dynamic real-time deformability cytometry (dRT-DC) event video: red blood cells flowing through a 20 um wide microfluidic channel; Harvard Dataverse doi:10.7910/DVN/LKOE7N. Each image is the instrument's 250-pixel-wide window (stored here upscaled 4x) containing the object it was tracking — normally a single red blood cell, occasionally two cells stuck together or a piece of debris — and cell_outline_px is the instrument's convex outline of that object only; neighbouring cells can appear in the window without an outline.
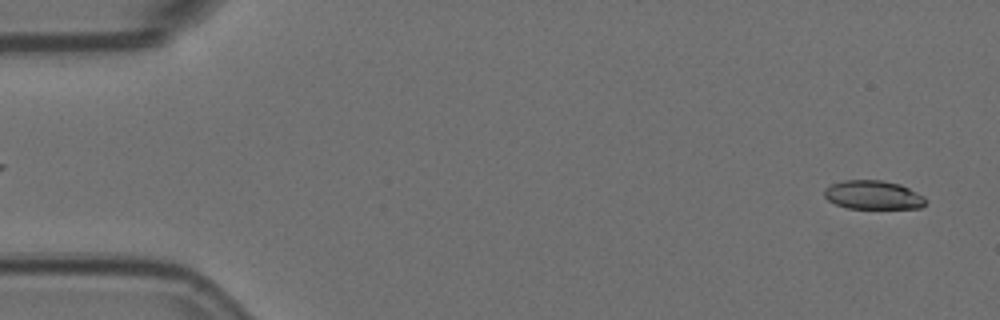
{"species": "Egyptian fruit bat (a non-hibernating species)", "species_latin": "Rousettus aegyptiacus", "temperature_condition": "room temperature", "stored_images_in_passage": 11, "camera_frame_rate_fps": 3000, "um_per_image_px": 0.085, "animal": {"sex": "female"}, "frame": {"image": 1, "passage_image": 2, "time_ms": 0.333, "image_size_px": [1000, 320], "cell_outline_px": [[924, 204], [920, 208], [848, 208], [836, 204], [828, 200], [824, 196], [824, 188], [832, 184], [844, 180], [884, 180], [900, 184], [924, 196]], "centroid_in_image_um": [74.19, 16.56], "position_along_channel_um": 10.8, "area_um2": 16.88}}